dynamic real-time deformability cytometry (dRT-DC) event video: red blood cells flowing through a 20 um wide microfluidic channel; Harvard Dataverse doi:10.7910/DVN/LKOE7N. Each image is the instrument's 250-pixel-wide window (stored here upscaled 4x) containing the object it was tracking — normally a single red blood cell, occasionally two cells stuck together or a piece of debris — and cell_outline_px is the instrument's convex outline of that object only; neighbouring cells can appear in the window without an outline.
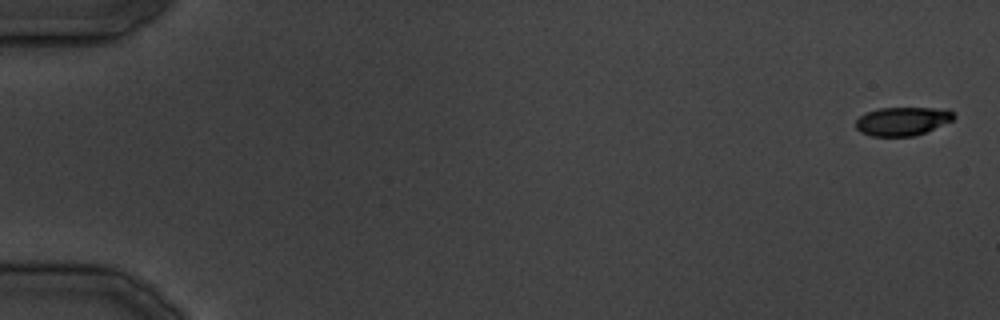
{"species": "common noctule bat (a hibernating species)", "species_latin": "Nyctalus noctula", "temperature_condition": "cold", "stored_images_in_passage": 24, "camera_frame_rate_fps": 3000, "um_per_image_px": 0.085, "animal": {"sex": "male", "body_mass_g": 19.5, "forearm_length_mm": 54.6}, "frame": {"image": 1, "passage_image": 1, "time_ms": 0.0, "image_size_px": [1000, 320], "cell_outline_px": [[956, 116], [952, 120], [924, 132], [912, 136], [872, 136], [860, 132], [856, 128], [856, 120], [860, 116], [868, 112], [880, 108], [948, 108]], "centroid_in_image_um": [76.7, 10.29], "position_along_channel_um": 8.3, "area_um2": 16.13}}